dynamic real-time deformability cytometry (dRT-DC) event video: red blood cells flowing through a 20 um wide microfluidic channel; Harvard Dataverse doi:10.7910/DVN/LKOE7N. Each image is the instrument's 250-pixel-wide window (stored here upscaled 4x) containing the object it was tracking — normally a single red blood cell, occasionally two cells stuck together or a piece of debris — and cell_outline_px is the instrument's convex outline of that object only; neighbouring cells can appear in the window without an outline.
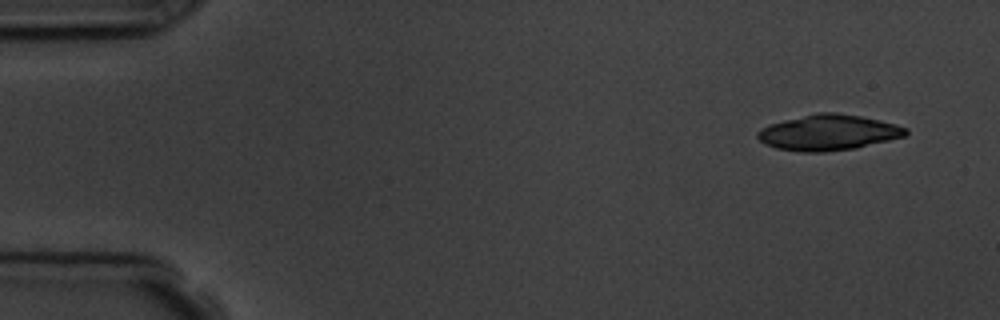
{"species": "common noctule bat (a hibernating species)", "species_latin": "Nyctalus noctula", "temperature_condition": "room temperature", "stored_images_in_passage": 4, "camera_frame_rate_fps": 3000, "um_per_image_px": 0.085, "animal": {"sex": "male", "body_mass_g": 19.5, "forearm_length_mm": 54.6}, "frame": {"image": 1, "passage_image": 1, "time_ms": 0.0, "image_size_px": [1000, 320], "cell_outline_px": [[908, 132], [904, 136], [856, 148], [824, 152], [800, 152], [776, 148], [764, 144], [756, 136], [756, 132], [760, 128], [784, 120], [816, 112], [836, 112], [860, 116], [880, 120], [908, 128]], "centroid_in_image_um": [70.38, 11.26], "position_along_channel_um": 14.6, "area_um2": 30.75}}